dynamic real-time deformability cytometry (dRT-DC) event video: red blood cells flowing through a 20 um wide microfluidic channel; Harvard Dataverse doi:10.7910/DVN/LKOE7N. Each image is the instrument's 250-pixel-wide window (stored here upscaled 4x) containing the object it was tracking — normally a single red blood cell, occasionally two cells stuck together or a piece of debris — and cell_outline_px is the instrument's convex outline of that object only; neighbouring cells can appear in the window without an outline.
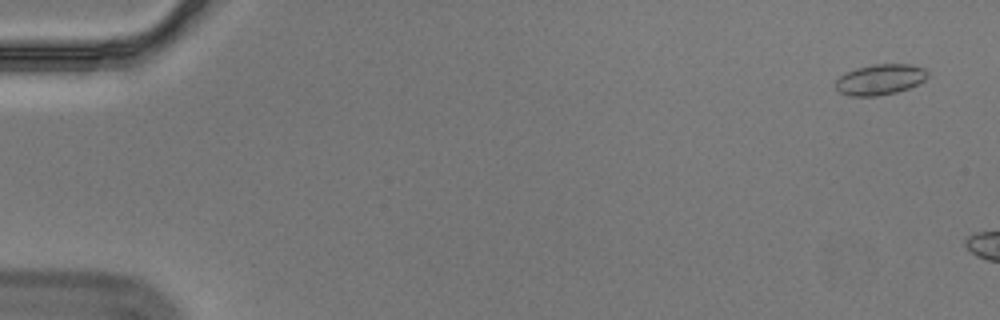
{"species": "Egyptian fruit bat (a non-hibernating species)", "species_latin": "Rousettus aegyptiacus", "temperature_condition": "cold", "stored_images_in_passage": 13, "camera_frame_rate_fps": 3000, "um_per_image_px": 0.085, "animal": {"sex": "male"}, "frame": {"image": 1, "passage_image": 3, "time_ms": 0.667, "image_size_px": [1000, 320], "cell_outline_px": [[928, 76], [924, 80], [908, 88], [896, 92], [876, 96], [848, 96], [840, 92], [832, 84], [844, 72], [856, 68], [872, 64], [912, 64], [924, 68], [928, 72]], "centroid_in_image_um": [74.76, 6.75], "position_along_channel_um": 10.2, "area_um2": 16.59}}